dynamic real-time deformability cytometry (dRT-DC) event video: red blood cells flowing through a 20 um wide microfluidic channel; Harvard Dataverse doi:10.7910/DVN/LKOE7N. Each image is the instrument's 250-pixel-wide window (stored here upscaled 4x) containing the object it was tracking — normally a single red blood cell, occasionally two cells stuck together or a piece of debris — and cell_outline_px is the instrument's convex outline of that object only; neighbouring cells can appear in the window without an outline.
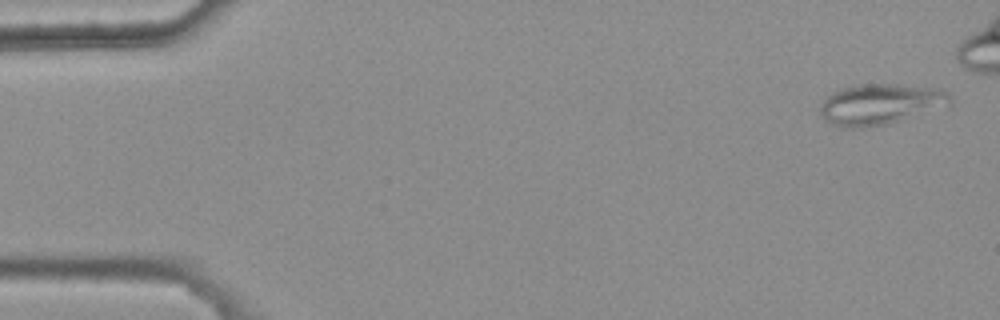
{"species": "common noctule bat (a hibernating species)", "species_latin": "Nyctalus noctula", "temperature_condition": "warm", "stored_images_in_passage": 6, "camera_frame_rate_fps": 3000, "um_per_image_px": 0.085, "animal": {"sex": "female", "body_mass_g": 25.1}, "frame": {"image": 1, "passage_image": 1, "time_ms": 0.0, "image_size_px": [1000, 320], "cell_outline_px": [[952, 104], [900, 120], [884, 124], [864, 128], [848, 128], [832, 124], [820, 116], [820, 104], [832, 92], [840, 88], [860, 84], [896, 84], [940, 88], [948, 92], [952, 96]], "centroid_in_image_um": [74.83, 8.84], "position_along_channel_um": 10.2, "area_um2": 30.92}}